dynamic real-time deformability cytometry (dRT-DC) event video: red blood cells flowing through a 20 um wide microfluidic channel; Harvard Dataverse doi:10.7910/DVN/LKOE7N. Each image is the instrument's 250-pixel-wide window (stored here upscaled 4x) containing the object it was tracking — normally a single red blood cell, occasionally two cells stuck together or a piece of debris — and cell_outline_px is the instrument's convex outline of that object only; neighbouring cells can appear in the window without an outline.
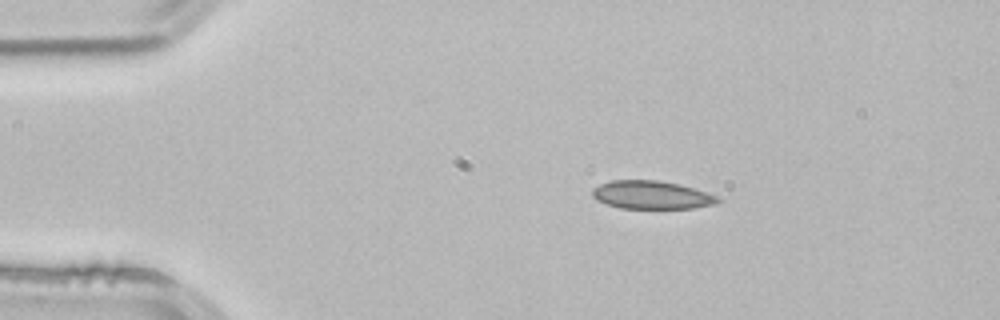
{"species": "common noctule bat (a hibernating species)", "species_latin": "Nyctalus noctula", "temperature_condition": "room temperature", "stored_images_in_passage": 2, "camera_frame_rate_fps": 3000, "um_per_image_px": 0.085, "animal": {"sex": "male", "body_mass_g": 21.5, "forearm_length_mm": 52.0}, "frame": {"image": 1, "passage_image": 1, "time_ms": 0.0, "image_size_px": [1000, 320], "cell_outline_px": [[724, 200], [716, 204], [692, 208], [620, 208], [596, 200], [592, 196], [592, 188], [600, 184], [612, 180], [660, 180], [680, 184], [716, 196]], "centroid_in_image_um": [55.37, 16.56], "position_along_channel_um": 29.6, "area_um2": 20.58}}